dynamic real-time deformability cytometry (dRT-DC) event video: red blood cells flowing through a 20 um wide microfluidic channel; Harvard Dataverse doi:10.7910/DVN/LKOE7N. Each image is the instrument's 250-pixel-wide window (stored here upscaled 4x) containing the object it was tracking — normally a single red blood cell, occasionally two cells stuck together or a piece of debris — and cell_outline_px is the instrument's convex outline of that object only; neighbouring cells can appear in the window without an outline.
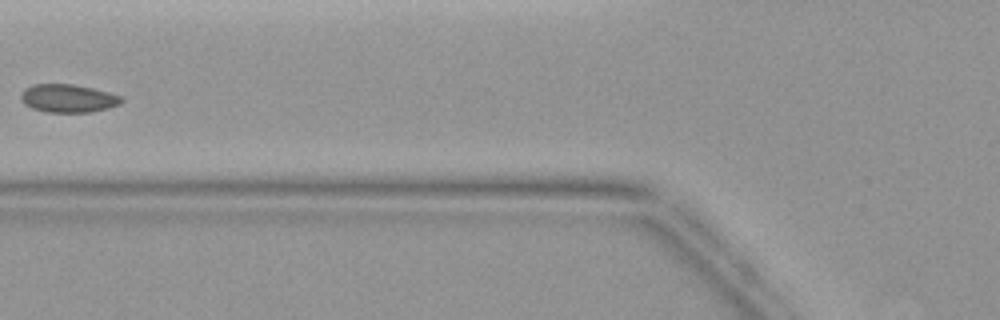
{"species": "common noctule bat (a hibernating species)", "species_latin": "Nyctalus noctula", "temperature_condition": "warm", "stored_images_in_passage": 4, "camera_frame_rate_fps": 3000, "um_per_image_px": 0.085, "animal": {"sex": "female", "body_mass_g": 19.9}, "frame": {"image": 1, "passage_image": 4, "time_ms": 3.333, "image_size_px": [1000, 320], "cell_outline_px": [[124, 100], [120, 104], [108, 108], [92, 112], [44, 112], [32, 108], [24, 104], [20, 100], [20, 96], [24, 88], [32, 84], [72, 84], [92, 88], [124, 96]], "centroid_in_image_um": [5.78, 8.36], "position_along_channel_um": 120.0, "area_um2": 16.7}}